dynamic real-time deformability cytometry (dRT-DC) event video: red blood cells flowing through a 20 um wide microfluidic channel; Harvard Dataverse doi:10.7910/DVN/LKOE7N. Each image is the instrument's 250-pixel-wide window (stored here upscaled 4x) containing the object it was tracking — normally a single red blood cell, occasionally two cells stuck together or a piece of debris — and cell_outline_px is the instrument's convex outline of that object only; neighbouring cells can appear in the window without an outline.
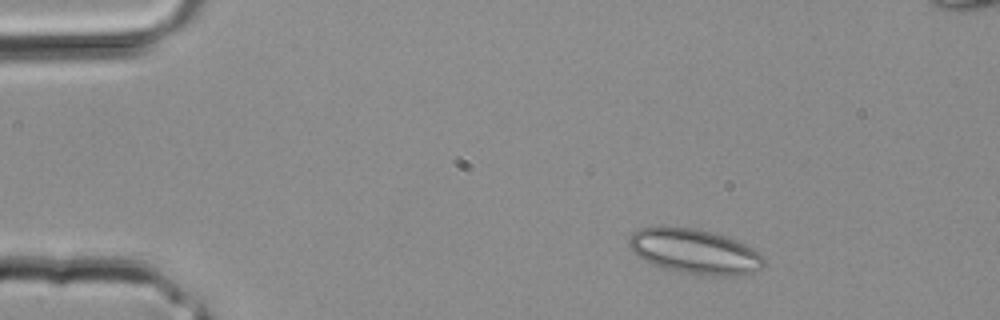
{"species": "common noctule bat (a hibernating species)", "species_latin": "Nyctalus noctula", "temperature_condition": "room temperature", "stored_images_in_passage": 3, "camera_frame_rate_fps": 3000, "um_per_image_px": 0.085, "animal": {"sex": "male", "body_mass_g": 20.4}, "frame": {"image": 1, "passage_image": 1, "time_ms": 0.0, "image_size_px": [1000, 320], "cell_outline_px": [[764, 264], [760, 268], [752, 272], [724, 276], [700, 276], [672, 272], [644, 260], [632, 252], [628, 244], [628, 240], [632, 232], [640, 228], [692, 228], [712, 232], [728, 236], [760, 252], [764, 260]], "centroid_in_image_um": [59.03, 21.4], "position_along_channel_um": 26.0, "area_um2": 35.32}}